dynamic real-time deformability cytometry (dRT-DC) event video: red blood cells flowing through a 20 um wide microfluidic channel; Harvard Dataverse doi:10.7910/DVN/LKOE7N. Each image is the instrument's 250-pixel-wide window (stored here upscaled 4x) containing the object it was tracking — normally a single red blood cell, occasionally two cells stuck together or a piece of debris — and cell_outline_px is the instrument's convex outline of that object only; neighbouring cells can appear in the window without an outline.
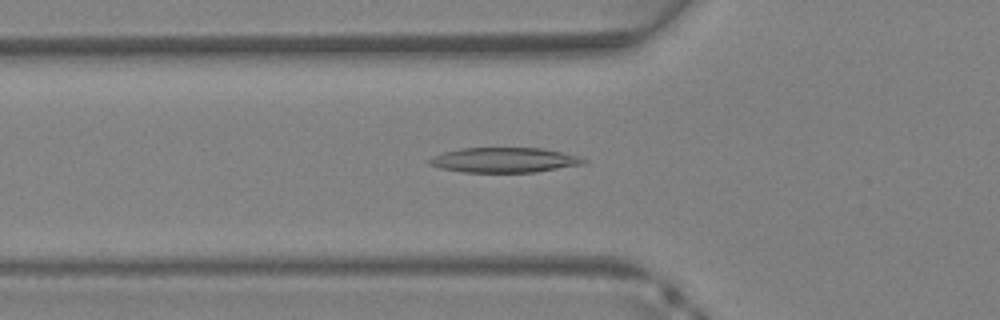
{"species": "Egyptian fruit bat (a non-hibernating species)", "species_latin": "Rousettus aegyptiacus", "temperature_condition": "warm", "stored_images_in_passage": 36, "camera_frame_rate_fps": 3000, "um_per_image_px": 0.085, "animal": {"sex": "female"}, "frame": {"image": 1, "passage_image": 12, "time_ms": 3.667, "image_size_px": [1000, 320], "cell_outline_px": [[588, 160], [584, 164], [536, 172], [464, 172], [440, 168], [428, 164], [428, 160], [432, 156], [444, 152], [460, 148], [540, 148], [580, 156]], "centroid_in_image_um": [42.86, 13.6], "position_along_channel_um": 82.9, "area_um2": 22.43}}
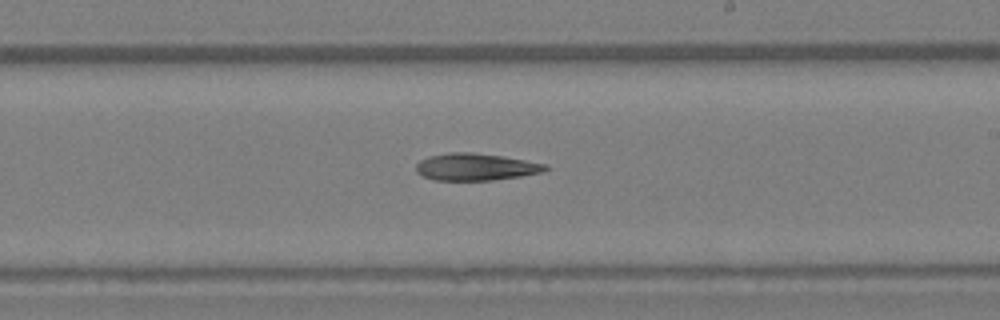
{"frame": {"image": 2, "passage_image": 21, "time_ms": 6.667, "image_size_px": [1000, 320], "cell_outline_px": [[548, 168], [544, 172], [520, 176], [492, 180], [432, 180], [416, 172], [416, 164], [420, 160], [428, 156], [448, 152], [472, 152], [500, 156], [548, 164]], "centroid_in_image_um": [40.41, 14.18], "position_along_channel_um": 248.6, "area_um2": 20.4}}
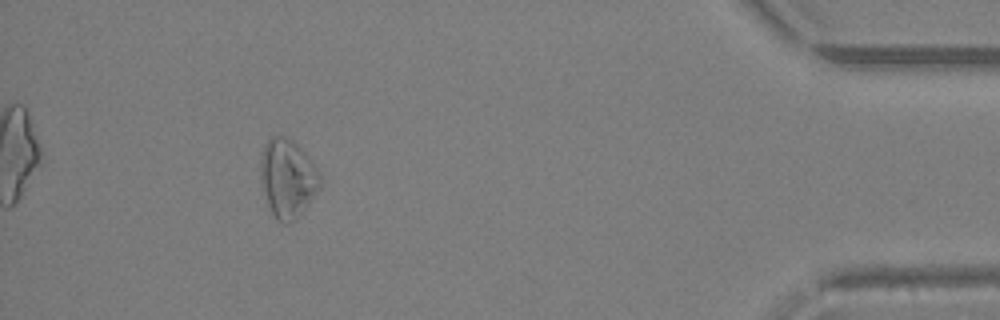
{"frame": {"image": 3, "passage_image": 33, "time_ms": 10.667, "image_size_px": [1000, 320], "cell_outline_px": [[320, 188], [300, 212], [292, 220], [284, 224], [276, 220], [268, 204], [264, 192], [260, 172], [260, 156], [264, 144], [272, 136], [284, 136], [292, 140], [312, 160], [320, 172]], "centroid_in_image_um": [24.43, 15.11], "position_along_channel_um": 410.8, "area_um2": 26.82}}